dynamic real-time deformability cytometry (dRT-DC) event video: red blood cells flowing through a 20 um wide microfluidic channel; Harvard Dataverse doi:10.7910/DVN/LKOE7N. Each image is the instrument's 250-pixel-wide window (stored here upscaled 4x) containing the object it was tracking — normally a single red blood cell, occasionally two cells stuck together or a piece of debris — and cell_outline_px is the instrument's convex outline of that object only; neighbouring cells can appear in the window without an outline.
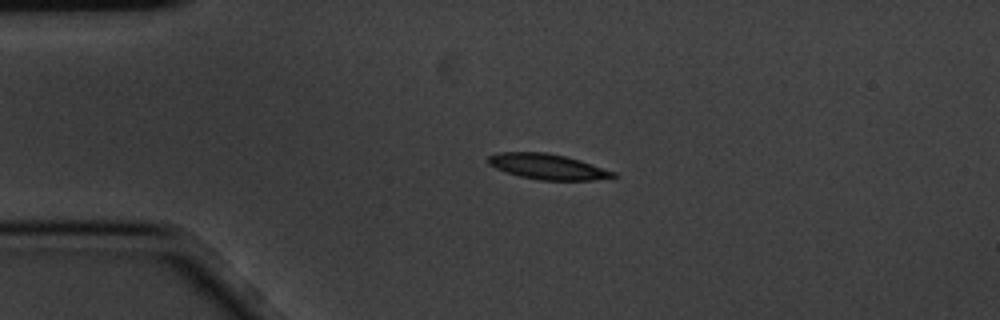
{"species": "common noctule bat (a hibernating species)", "species_latin": "Nyctalus noctula", "temperature_condition": "cold", "stored_images_in_passage": 3, "camera_frame_rate_fps": 3000, "um_per_image_px": 0.085, "animal": {"sex": "male", "body_mass_g": 20.1, "forearm_length_mm": 53.5}, "frame": {"image": 1, "passage_image": 2, "time_ms": 0.333, "image_size_px": [1000, 320], "cell_outline_px": [[620, 176], [592, 180], [540, 180], [520, 176], [496, 168], [488, 164], [488, 156], [496, 152], [544, 152], [564, 156], [580, 160], [616, 172]], "centroid_in_image_um": [46.56, 14.16], "position_along_channel_um": 38.4, "area_um2": 18.44}}